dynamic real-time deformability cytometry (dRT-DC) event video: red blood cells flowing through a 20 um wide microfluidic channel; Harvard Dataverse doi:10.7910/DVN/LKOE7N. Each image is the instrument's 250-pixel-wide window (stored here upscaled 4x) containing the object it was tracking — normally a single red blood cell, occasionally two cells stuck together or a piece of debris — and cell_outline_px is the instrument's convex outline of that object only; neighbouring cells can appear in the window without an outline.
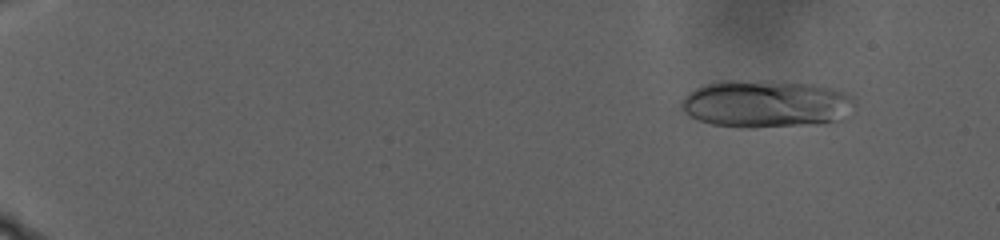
{"species": "human", "species_latin": "Homo sapiens", "temperature_condition": "warm", "stored_images_in_passage": 92, "camera_frame_rate_fps": 3000, "um_per_image_px": 0.085, "donor": {"sex": "male"}, "frame": {"image": 1, "passage_image": 2, "time_ms": 0.333, "image_size_px": [1000, 240], "cell_outline_px": [[856, 108], [844, 120], [824, 124], [752, 128], [748, 128], [712, 124], [700, 120], [692, 116], [680, 108], [680, 100], [688, 92], [704, 84], [728, 80], [768, 80], [812, 84], [832, 88], [856, 96]], "centroid_in_image_um": [65.21, 8.83], "position_along_channel_um": 19.8, "area_um2": 49.13}}
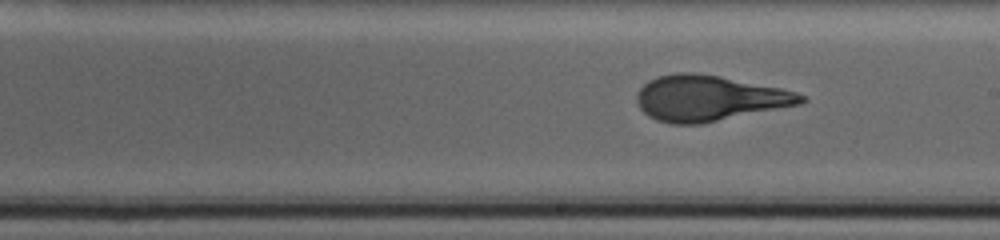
{"frame": {"image": 2, "passage_image": 54, "time_ms": 17.667, "image_size_px": [1000, 240], "cell_outline_px": [[808, 100], [800, 104], [700, 124], [672, 124], [656, 120], [648, 116], [636, 104], [636, 96], [640, 88], [648, 80], [656, 76], [676, 72], [696, 72], [720, 76], [780, 88], [796, 92], [804, 96]], "centroid_in_image_um": [60.22, 8.34], "position_along_channel_um": 228.8, "area_um2": 43.64}}
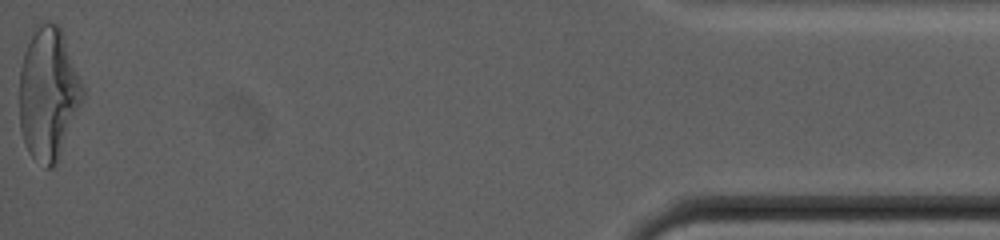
{"frame": {"image": 3, "passage_image": 92, "time_ms": 30.333, "image_size_px": [1000, 240], "cell_outline_px": [[84, 96], [60, 156], [56, 164], [52, 168], [44, 168], [28, 152], [24, 144], [20, 128], [20, 68], [24, 52], [36, 24], [48, 20], [56, 24], [60, 28], [84, 88]], "centroid_in_image_um": [4.09, 7.98], "position_along_channel_um": 431.1, "area_um2": 48.67}, "authors_computed_cell_mechanics": {"area_um2": 43.0032, "velocity_mm_per_s": 2.1736, "shape_relaxation_time_tau1_ms": 9.2382, "shape_relaxation_time_tau2_ms": null, "deformation_change_tau1": 0.2605, "deformation_change_tau2": null}}